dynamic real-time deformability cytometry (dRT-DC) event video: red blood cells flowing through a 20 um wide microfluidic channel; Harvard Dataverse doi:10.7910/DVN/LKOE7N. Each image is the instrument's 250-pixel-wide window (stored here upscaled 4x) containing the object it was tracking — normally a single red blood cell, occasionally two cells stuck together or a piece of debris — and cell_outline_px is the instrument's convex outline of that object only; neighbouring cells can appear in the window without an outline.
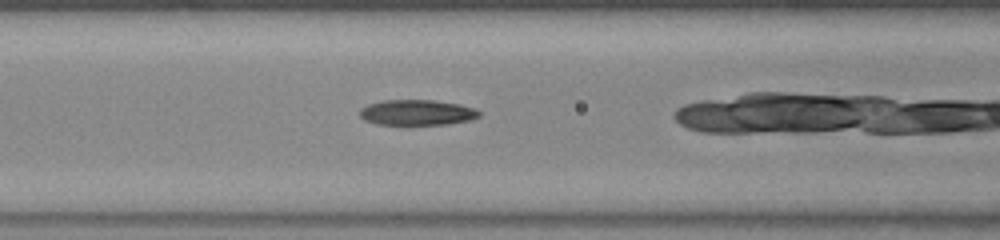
{"species": "common noctule bat (a hibernating species)", "species_latin": "Nyctalus noctula", "temperature_condition": "warm", "stored_images_in_passage": 37, "camera_frame_rate_fps": 3000, "um_per_image_px": 0.085, "animal": {"sex": "female", "body_mass_g": 23.0, "forearm_length_mm": 53.4}, "frame": {"image": 1, "passage_image": 17, "time_ms": 5.333, "image_size_px": [1000, 240], "cell_outline_px": [[480, 116], [468, 120], [448, 124], [376, 124], [364, 120], [360, 116], [360, 108], [368, 104], [384, 100], [432, 100], [460, 104], [476, 108], [480, 112]], "centroid_in_image_um": [35.44, 9.55], "position_along_channel_um": 131.2, "area_um2": 17.69}}
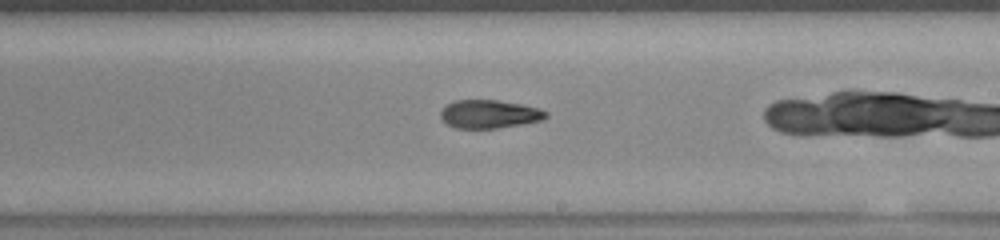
{"frame": {"image": 2, "passage_image": 26, "time_ms": 8.333, "image_size_px": [1000, 240], "cell_outline_px": [[548, 116], [540, 120], [520, 124], [496, 128], [456, 128], [448, 124], [440, 116], [440, 112], [452, 100], [496, 100], [520, 104], [536, 108], [548, 112]], "centroid_in_image_um": [41.56, 9.69], "position_along_channel_um": 247.4, "area_um2": 17.05}}
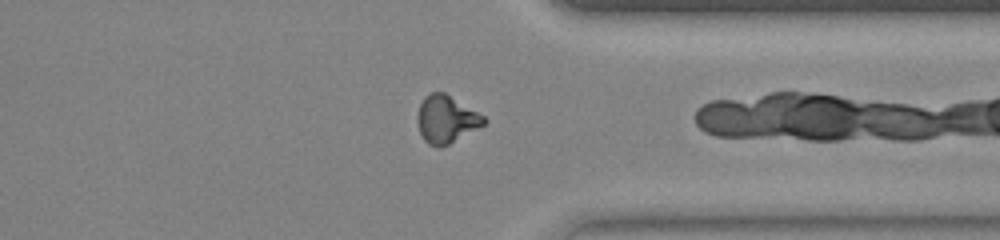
{"frame": {"image": 3, "passage_image": 36, "time_ms": 11.667, "image_size_px": [1000, 240], "cell_outline_px": [[488, 120], [484, 124], [448, 144], [440, 148], [436, 148], [428, 144], [424, 140], [420, 132], [416, 120], [416, 116], [420, 104], [424, 96], [428, 92], [444, 92], [484, 116]], "centroid_in_image_um": [37.88, 10.13], "position_along_channel_um": 373.5, "area_um2": 18.32}}